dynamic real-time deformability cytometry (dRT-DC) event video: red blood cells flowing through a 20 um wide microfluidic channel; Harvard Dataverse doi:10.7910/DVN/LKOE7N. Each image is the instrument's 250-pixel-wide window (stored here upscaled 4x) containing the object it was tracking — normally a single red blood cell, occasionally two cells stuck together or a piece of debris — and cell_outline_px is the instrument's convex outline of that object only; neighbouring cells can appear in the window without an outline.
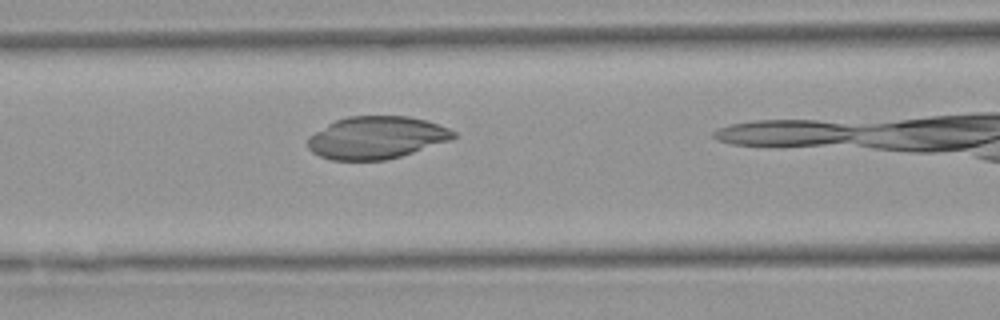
{"species": "Egyptian fruit bat (a non-hibernating species)", "species_latin": "Rousettus aegyptiacus", "temperature_condition": "warm", "stored_images_in_passage": 10, "camera_frame_rate_fps": 3000, "um_per_image_px": 0.085, "animal": {"sex": "female"}, "frame": {"image": 1, "passage_image": 9, "time_ms": 2.667, "image_size_px": [1000, 320], "cell_outline_px": [[456, 136], [452, 140], [400, 156], [384, 160], [332, 160], [320, 156], [312, 152], [308, 148], [308, 136], [328, 124], [336, 120], [348, 116], [408, 116], [424, 120], [448, 128], [456, 132]], "centroid_in_image_um": [31.98, 11.7], "position_along_channel_um": 134.6, "area_um2": 35.89}}